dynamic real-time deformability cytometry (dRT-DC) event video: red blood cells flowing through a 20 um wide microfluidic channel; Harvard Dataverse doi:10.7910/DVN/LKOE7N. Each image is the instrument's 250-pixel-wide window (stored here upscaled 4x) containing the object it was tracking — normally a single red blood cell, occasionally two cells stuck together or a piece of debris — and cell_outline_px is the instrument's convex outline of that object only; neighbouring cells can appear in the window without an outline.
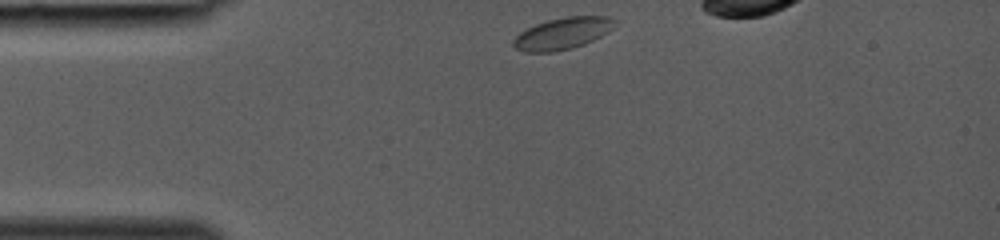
{"species": "common noctule bat (a hibernating species)", "species_latin": "Nyctalus noctula", "temperature_condition": "room temperature", "stored_images_in_passage": 28, "camera_frame_rate_fps": 3000, "um_per_image_px": 0.085, "animal": {"sex": "female", "body_mass_g": 19.0, "forearm_length_mm": 53.3}, "frame": {"image": 1, "passage_image": 1, "time_ms": 0.0, "image_size_px": [1000, 240], "cell_outline_px": [[620, 20], [608, 32], [584, 44], [572, 48], [552, 52], [524, 52], [516, 48], [512, 44], [512, 40], [520, 32], [536, 24], [548, 20], [564, 16], [608, 16]], "centroid_in_image_um": [47.84, 2.83], "position_along_channel_um": 37.2, "area_um2": 18.84}}
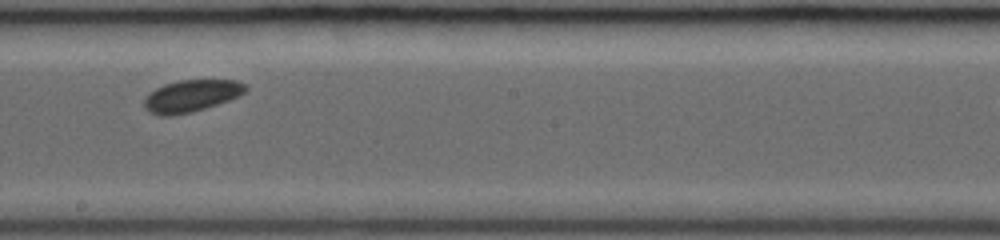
{"frame": {"image": 2, "passage_image": 15, "time_ms": 4.667, "image_size_px": [1000, 240], "cell_outline_px": [[248, 88], [240, 96], [192, 112], [172, 116], [160, 116], [148, 112], [144, 108], [144, 100], [156, 88], [164, 84], [180, 80], [236, 80], [248, 84]], "centroid_in_image_um": [16.28, 8.15], "position_along_channel_um": 231.9, "area_um2": 18.9}}
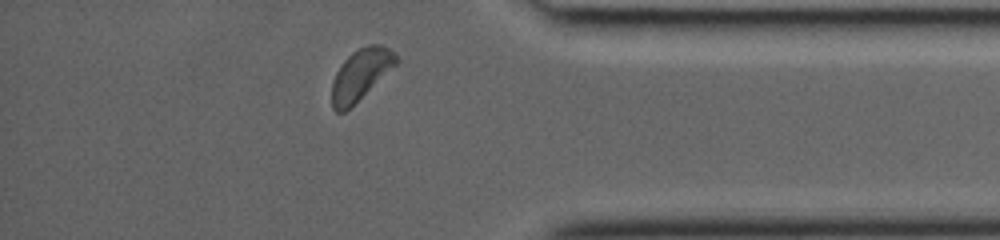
{"frame": {"image": 3, "passage_image": 26, "time_ms": 8.333, "image_size_px": [1000, 240], "cell_outline_px": [[400, 60], [396, 64], [344, 112], [336, 112], [332, 108], [332, 84], [336, 72], [340, 64], [352, 52], [368, 44], [380, 44], [388, 48]], "centroid_in_image_um": [30.63, 6.31], "position_along_channel_um": 404.6, "area_um2": 18.55}}